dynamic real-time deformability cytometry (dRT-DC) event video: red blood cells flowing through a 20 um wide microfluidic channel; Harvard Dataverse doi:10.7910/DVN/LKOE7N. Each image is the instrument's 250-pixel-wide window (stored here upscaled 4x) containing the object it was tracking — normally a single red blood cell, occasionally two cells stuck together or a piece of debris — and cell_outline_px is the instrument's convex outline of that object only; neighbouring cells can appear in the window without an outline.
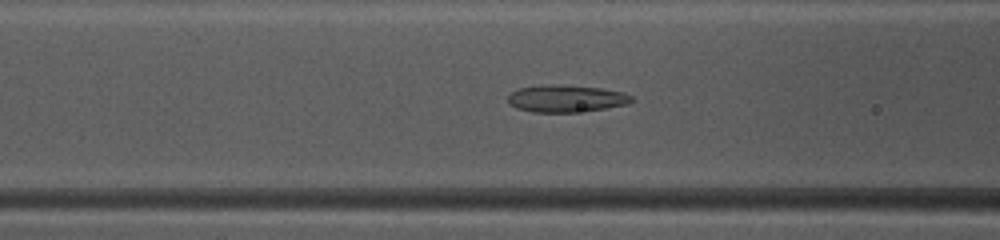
{"species": "common noctule bat (a hibernating species)", "species_latin": "Nyctalus noctula", "temperature_condition": "warm", "stored_images_in_passage": 49, "camera_frame_rate_fps": 3000, "um_per_image_px": 0.085, "animal": {"sex": "female", "body_mass_g": 10.0, "forearm_length_mm": 53.1}, "frame": {"image": 1, "passage_image": 20, "time_ms": 6.333, "image_size_px": [1000, 240], "cell_outline_px": [[636, 100], [628, 104], [604, 108], [576, 112], [532, 112], [516, 108], [508, 104], [508, 96], [512, 92], [520, 88], [556, 84], [600, 88], [624, 92], [632, 96]], "centroid_in_image_um": [48.14, 8.38], "position_along_channel_um": 118.5, "area_um2": 19.48}}
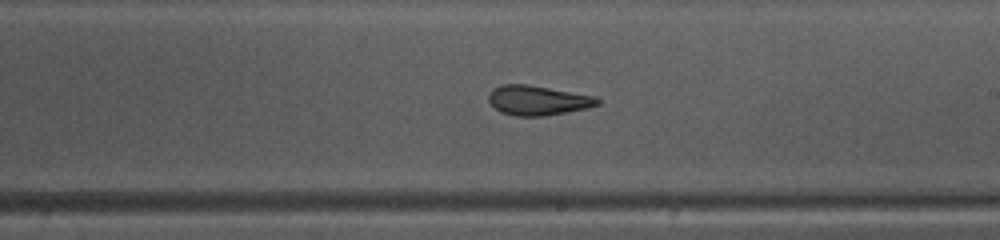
{"frame": {"image": 2, "passage_image": 29, "time_ms": 9.333, "image_size_px": [1000, 240], "cell_outline_px": [[600, 104], [588, 108], [568, 112], [544, 116], [516, 116], [500, 112], [488, 100], [488, 96], [492, 88], [500, 84], [528, 84], [596, 96], [600, 100]], "centroid_in_image_um": [45.72, 8.52], "position_along_channel_um": 243.3, "area_um2": 19.02}}
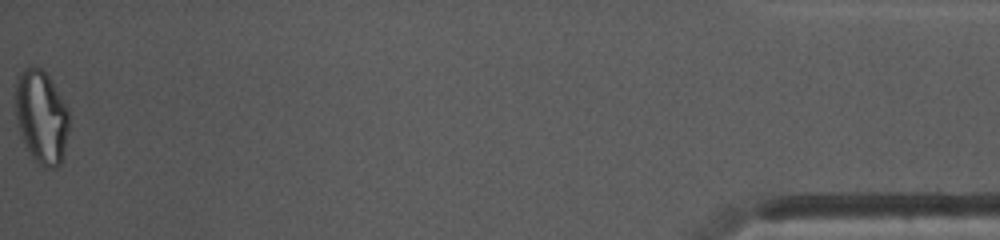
{"frame": {"image": 3, "passage_image": 49, "time_ms": 16.0, "image_size_px": [1000, 240], "cell_outline_px": [[68, 132], [60, 164], [56, 168], [44, 168], [32, 160], [20, 136], [16, 120], [16, 76], [24, 68], [40, 68], [48, 76], [68, 108]], "centroid_in_image_um": [3.49, 9.98], "position_along_channel_um": 431.7, "area_um2": 29.19}, "authors_computed_cell_mechanics": {"area_um2": 21.3282, "velocity_mm_per_s": 4.1543, "shape_relaxation_time_tau1_ms": null, "shape_relaxation_time_tau2_ms": 1.2607, "deformation_change_tau1": null, "deformation_change_tau2": 0.0879}}